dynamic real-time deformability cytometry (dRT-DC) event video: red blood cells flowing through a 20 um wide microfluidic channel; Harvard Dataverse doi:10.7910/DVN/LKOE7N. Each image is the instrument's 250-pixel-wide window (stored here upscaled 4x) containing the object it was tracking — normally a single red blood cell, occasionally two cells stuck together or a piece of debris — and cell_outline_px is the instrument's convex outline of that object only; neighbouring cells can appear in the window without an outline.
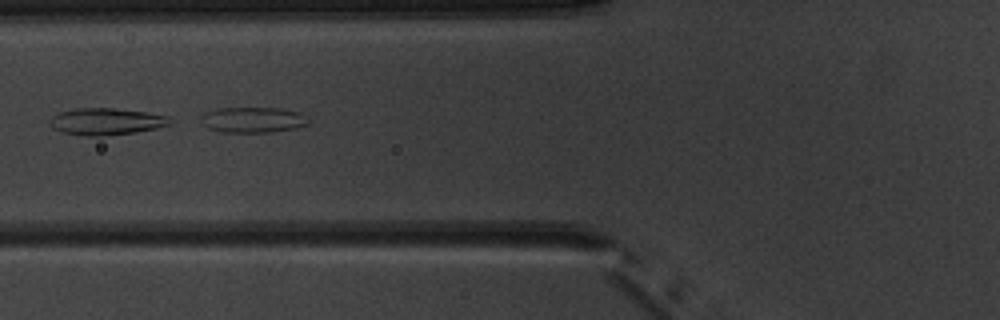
{"species": "common noctule bat (a hibernating species)", "species_latin": "Nyctalus noctula", "temperature_condition": "warm", "stored_images_in_passage": 8, "camera_frame_rate_fps": 3000, "um_per_image_px": 0.085, "animal": {"sex": "male", "body_mass_g": 20.1, "forearm_length_mm": 53.5}, "frame": {"image": 1, "passage_image": 6, "time_ms": 5.667, "image_size_px": [1000, 320], "cell_outline_px": [[308, 124], [296, 128], [268, 132], [220, 132], [208, 128], [200, 124], [200, 116], [204, 112], [216, 108], [280, 108], [300, 112], [308, 116]], "centroid_in_image_um": [21.46, 10.18], "position_along_channel_um": 104.3, "area_um2": 16.3}}
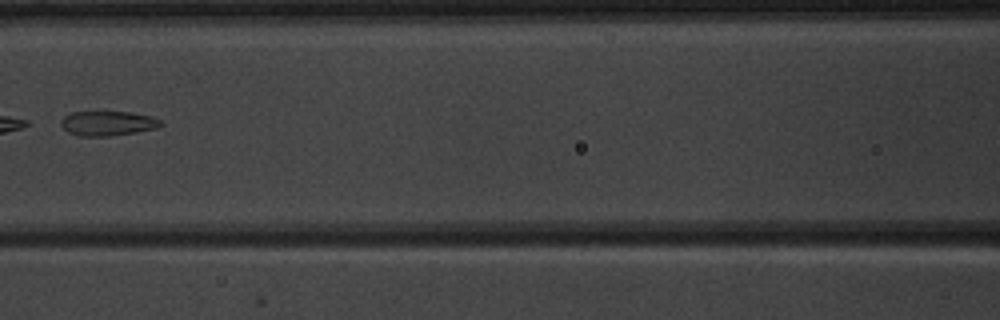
{"frame": {"image": 2, "passage_image": 7, "time_ms": 7.0, "image_size_px": [1000, 320], "cell_outline_px": [[164, 124], [156, 128], [136, 132], [112, 136], [80, 136], [68, 132], [60, 124], [60, 120], [64, 116], [72, 112], [128, 112], [152, 116], [160, 120]], "centroid_in_image_um": [9.16, 10.49], "position_along_channel_um": 157.4, "area_um2": 14.33}}
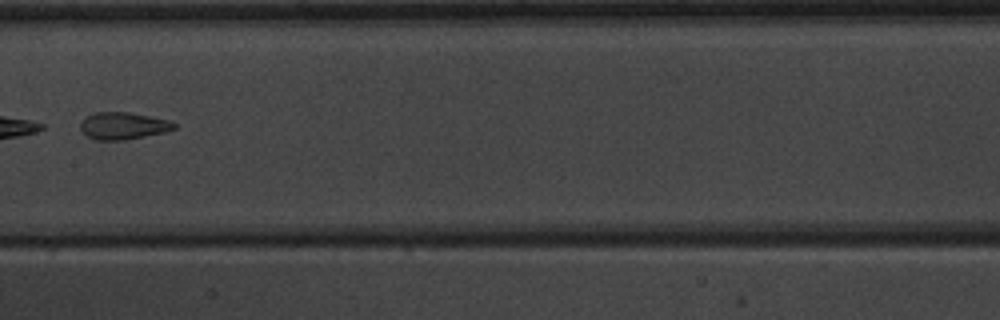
{"frame": {"image": 3, "passage_image": 8, "time_ms": 8.0, "image_size_px": [1000, 320], "cell_outline_px": [[176, 128], [164, 132], [124, 140], [96, 140], [88, 136], [80, 128], [80, 124], [92, 112], [128, 112], [172, 120], [176, 124]], "centroid_in_image_um": [10.5, 10.68], "position_along_channel_um": 196.9, "area_um2": 14.74}}